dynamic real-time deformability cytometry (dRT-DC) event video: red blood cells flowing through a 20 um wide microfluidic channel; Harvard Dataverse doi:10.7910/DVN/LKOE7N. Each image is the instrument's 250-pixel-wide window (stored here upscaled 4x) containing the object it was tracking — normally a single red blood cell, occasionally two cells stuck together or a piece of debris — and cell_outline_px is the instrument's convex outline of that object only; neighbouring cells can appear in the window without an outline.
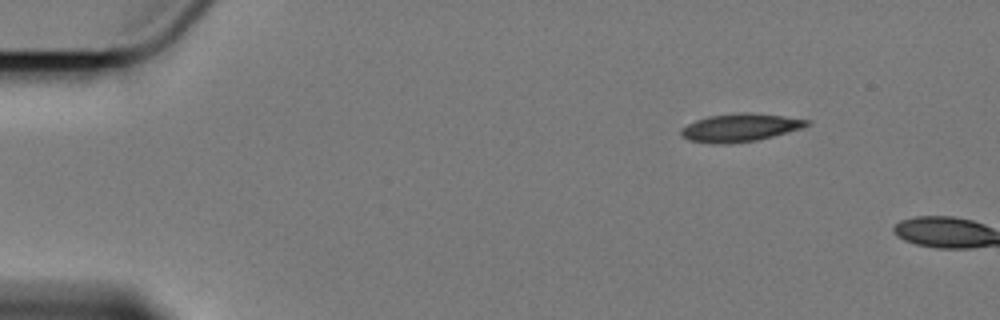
{"species": "Egyptian fruit bat (a non-hibernating species)", "species_latin": "Rousettus aegyptiacus", "temperature_condition": "cold", "stored_images_in_passage": 2, "camera_frame_rate_fps": 3000, "um_per_image_px": 0.085, "animal": {"sex": "female"}, "frame": {"image": 1, "passage_image": 1, "time_ms": 0.0, "image_size_px": [1000, 320], "cell_outline_px": [[812, 124], [800, 128], [772, 136], [756, 140], [728, 144], [716, 144], [688, 140], [680, 136], [680, 128], [696, 120], [708, 116], [784, 116], [812, 120]], "centroid_in_image_um": [62.85, 10.91], "position_along_channel_um": 22.1, "area_um2": 19.36}}